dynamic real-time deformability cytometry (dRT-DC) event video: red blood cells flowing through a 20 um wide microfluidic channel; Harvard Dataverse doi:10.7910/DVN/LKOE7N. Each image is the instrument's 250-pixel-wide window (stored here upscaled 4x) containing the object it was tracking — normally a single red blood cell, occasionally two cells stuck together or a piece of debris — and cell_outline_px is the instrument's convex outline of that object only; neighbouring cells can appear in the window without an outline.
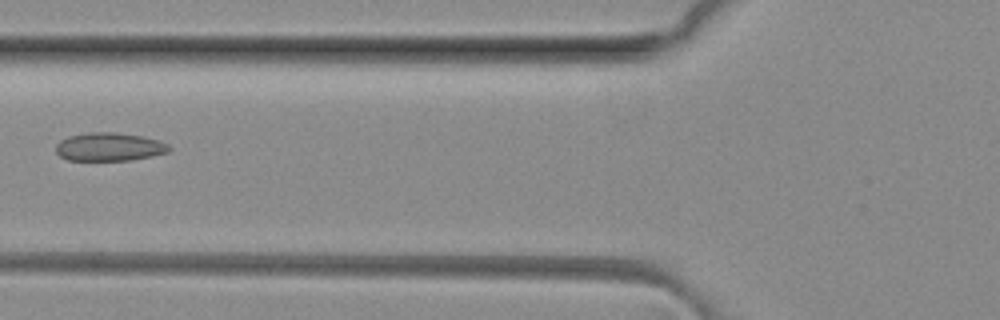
{"species": "common noctule bat (a hibernating species)", "species_latin": "Nyctalus noctula", "temperature_condition": "room temperature", "stored_images_in_passage": 6, "camera_frame_rate_fps": 3000, "um_per_image_px": 0.085, "animal": {"sex": "female", "body_mass_g": 29.2, "forearm_length_mm": 56.3}, "frame": {"image": 1, "passage_image": 6, "time_ms": 1.667, "image_size_px": [1000, 320], "cell_outline_px": [[172, 148], [168, 152], [152, 156], [128, 160], [68, 160], [60, 156], [56, 152], [56, 144], [60, 140], [68, 136], [88, 132], [116, 132], [140, 136], [160, 140], [168, 144]], "centroid_in_image_um": [9.29, 12.47], "position_along_channel_um": 116.5, "area_um2": 18.73}}